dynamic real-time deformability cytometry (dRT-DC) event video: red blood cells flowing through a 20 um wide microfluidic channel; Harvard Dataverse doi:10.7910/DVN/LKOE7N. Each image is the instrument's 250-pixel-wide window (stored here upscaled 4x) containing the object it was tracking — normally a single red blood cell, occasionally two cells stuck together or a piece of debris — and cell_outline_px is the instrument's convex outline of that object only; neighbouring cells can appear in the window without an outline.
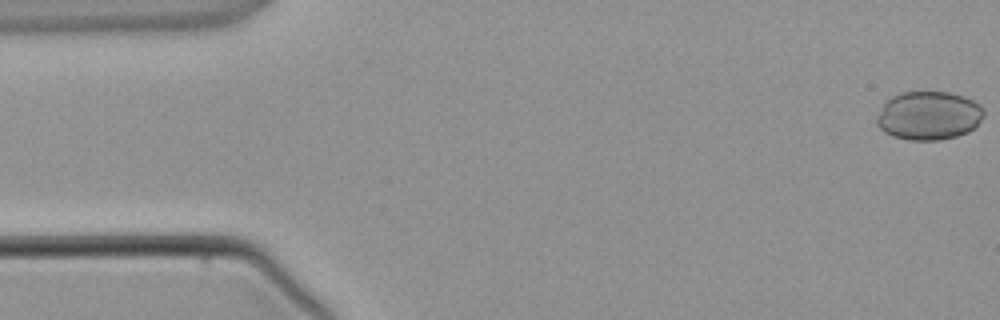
{"species": "common noctule bat (a hibernating species)", "species_latin": "Nyctalus noctula", "temperature_condition": "warm", "stored_images_in_passage": 4, "segment_of_instrument_passage": [2, 2], "camera_frame_rate_fps": 3000, "um_per_image_px": 0.085, "animal": {"sex": "male", "body_mass_g": 21.5, "forearm_length_mm": 52.0}, "frame": {"image": 1, "passage_image": 4, "time_ms": 5.667, "image_size_px": [1000, 320], "cell_outline_px": [[984, 116], [968, 132], [956, 136], [936, 140], [908, 140], [892, 136], [884, 132], [876, 124], [876, 116], [884, 104], [892, 96], [900, 92], [948, 92], [964, 96], [980, 104], [984, 108]], "centroid_in_image_um": [78.93, 9.82], "position_along_channel_um": 6.1, "area_um2": 30.35}}